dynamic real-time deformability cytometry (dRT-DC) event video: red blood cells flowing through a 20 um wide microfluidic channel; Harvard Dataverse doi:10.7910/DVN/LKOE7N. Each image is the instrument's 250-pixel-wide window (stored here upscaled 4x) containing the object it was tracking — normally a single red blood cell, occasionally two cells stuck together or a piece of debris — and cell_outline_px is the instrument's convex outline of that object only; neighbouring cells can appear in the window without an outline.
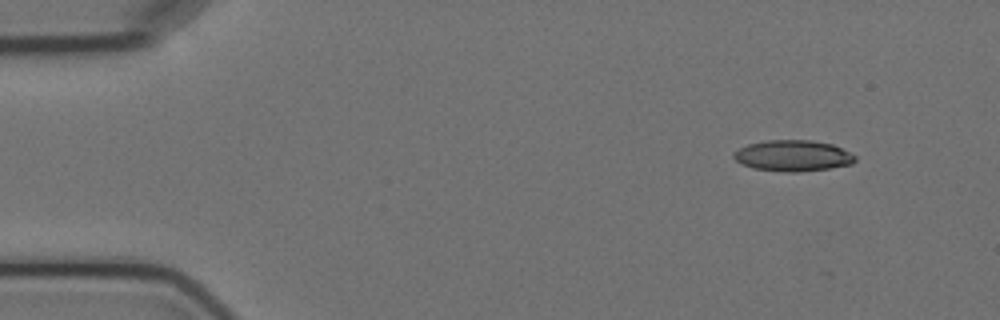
{"species": "Egyptian fruit bat (a non-hibernating species)", "species_latin": "Rousettus aegyptiacus", "temperature_condition": "cold", "stored_images_in_passage": 3, "camera_frame_rate_fps": 3000, "um_per_image_px": 0.085, "animal": {"sex": "female"}, "frame": {"image": 1, "passage_image": 1, "time_ms": 0.0, "image_size_px": [1000, 320], "cell_outline_px": [[856, 160], [852, 164], [828, 168], [796, 172], [788, 172], [752, 168], [740, 164], [732, 156], [740, 148], [748, 144], [764, 140], [808, 140], [832, 144], [856, 156]], "centroid_in_image_um": [67.37, 13.23], "position_along_channel_um": 17.6, "area_um2": 21.79}}
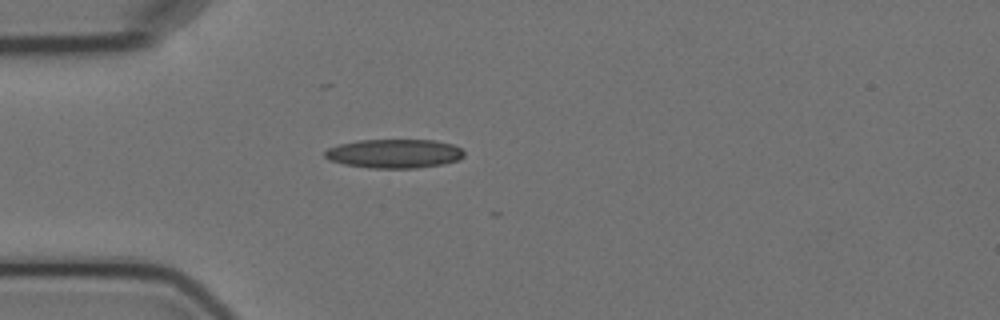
{"frame": {"image": 2, "passage_image": 3, "time_ms": 3.333, "image_size_px": [1000, 320], "cell_outline_px": [[464, 156], [460, 160], [444, 164], [416, 168], [368, 168], [344, 164], [328, 160], [324, 156], [324, 152], [328, 148], [340, 144], [360, 140], [432, 140], [452, 144], [460, 148], [464, 152]], "centroid_in_image_um": [33.51, 13.06], "position_along_channel_um": 51.5, "area_um2": 23.58}}